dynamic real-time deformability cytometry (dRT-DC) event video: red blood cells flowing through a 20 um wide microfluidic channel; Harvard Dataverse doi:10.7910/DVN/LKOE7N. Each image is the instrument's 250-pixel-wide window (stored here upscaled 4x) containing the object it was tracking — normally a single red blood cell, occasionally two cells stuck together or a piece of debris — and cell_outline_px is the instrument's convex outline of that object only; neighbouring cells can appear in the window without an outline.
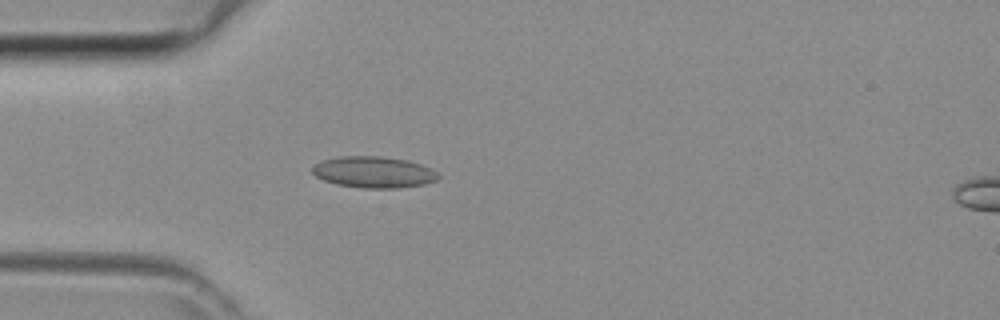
{"species": "common noctule bat (a hibernating species)", "species_latin": "Nyctalus noctula", "temperature_condition": "room temperature", "stored_images_in_passage": 41, "camera_frame_rate_fps": 3000, "um_per_image_px": 0.085, "animal": {"sex": "female", "body_mass_g": 29.2, "forearm_length_mm": 56.3}, "frame": {"image": 1, "passage_image": 9, "time_ms": 2.667, "image_size_px": [1000, 320], "cell_outline_px": [[440, 176], [436, 180], [424, 184], [396, 188], [364, 188], [336, 184], [324, 180], [316, 176], [312, 172], [312, 168], [316, 164], [324, 160], [340, 156], [380, 156], [408, 160], [420, 164], [436, 172]], "centroid_in_image_um": [31.76, 14.63], "position_along_channel_um": 53.2, "area_um2": 22.77}}
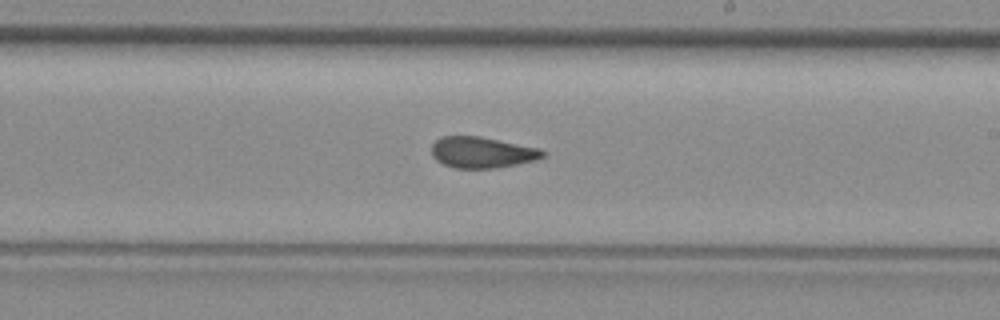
{"frame": {"image": 2, "passage_image": 22, "time_ms": 7.0, "image_size_px": [1000, 320], "cell_outline_px": [[544, 156], [532, 160], [516, 164], [496, 168], [456, 168], [444, 164], [436, 160], [432, 156], [432, 144], [436, 140], [444, 136], [480, 136], [540, 148], [544, 152]], "centroid_in_image_um": [40.94, 12.95], "position_along_channel_um": 248.1, "area_um2": 19.94}}
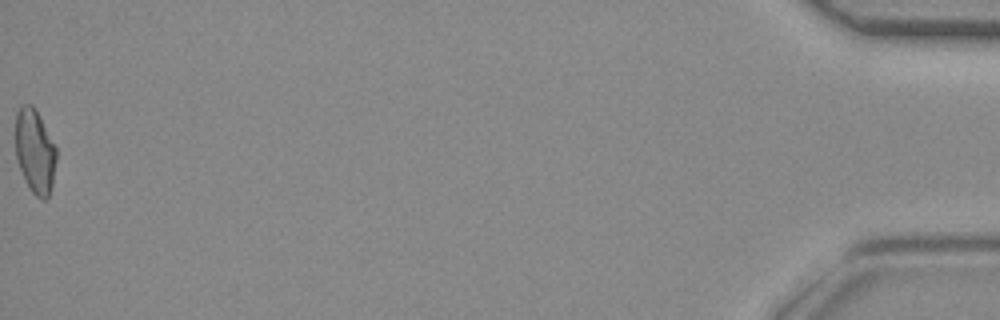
{"frame": {"image": 3, "passage_image": 41, "time_ms": 13.333, "image_size_px": [1000, 320], "cell_outline_px": [[56, 160], [52, 184], [48, 196], [44, 200], [40, 200], [32, 192], [20, 168], [16, 156], [16, 112], [20, 104], [32, 104], [56, 148]], "centroid_in_image_um": [2.96, 12.85], "position_along_channel_um": 432.2, "area_um2": 19.59}}